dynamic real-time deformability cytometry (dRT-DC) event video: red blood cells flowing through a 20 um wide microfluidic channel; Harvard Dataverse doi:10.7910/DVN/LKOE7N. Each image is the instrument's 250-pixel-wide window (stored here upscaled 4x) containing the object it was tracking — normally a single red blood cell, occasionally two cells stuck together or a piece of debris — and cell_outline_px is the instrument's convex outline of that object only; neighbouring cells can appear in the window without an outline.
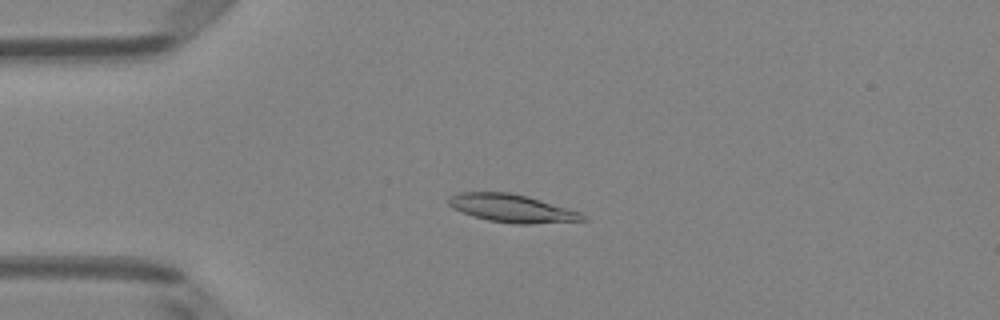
{"species": "Egyptian fruit bat (a non-hibernating species)", "species_latin": "Rousettus aegyptiacus", "temperature_condition": "room temperature", "stored_images_in_passage": 6, "camera_frame_rate_fps": 3000, "um_per_image_px": 0.085, "animal": {"sex": "female"}, "frame": {"image": 1, "passage_image": 4, "time_ms": 1.0, "image_size_px": [1000, 320], "cell_outline_px": [[588, 220], [532, 224], [516, 224], [488, 220], [472, 216], [452, 208], [448, 204], [448, 196], [456, 192], [508, 192], [528, 196], [580, 212], [588, 216]], "centroid_in_image_um": [43.5, 17.7], "position_along_channel_um": 41.5, "area_um2": 22.02}}
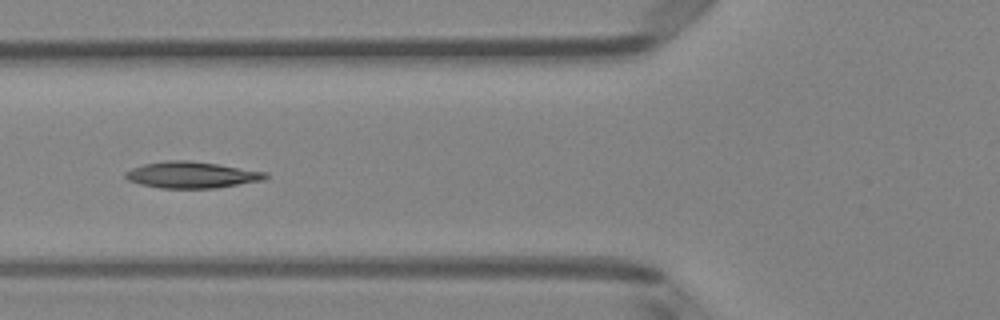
{"frame": {"image": 2, "passage_image": 6, "time_ms": 1.667, "image_size_px": [1000, 320], "cell_outline_px": [[268, 176], [264, 180], [216, 188], [160, 188], [140, 184], [128, 180], [124, 176], [124, 172], [132, 168], [144, 164], [168, 160], [188, 160], [216, 164], [268, 172]], "centroid_in_image_um": [16.28, 14.87], "position_along_channel_um": 109.5, "area_um2": 21.5}}